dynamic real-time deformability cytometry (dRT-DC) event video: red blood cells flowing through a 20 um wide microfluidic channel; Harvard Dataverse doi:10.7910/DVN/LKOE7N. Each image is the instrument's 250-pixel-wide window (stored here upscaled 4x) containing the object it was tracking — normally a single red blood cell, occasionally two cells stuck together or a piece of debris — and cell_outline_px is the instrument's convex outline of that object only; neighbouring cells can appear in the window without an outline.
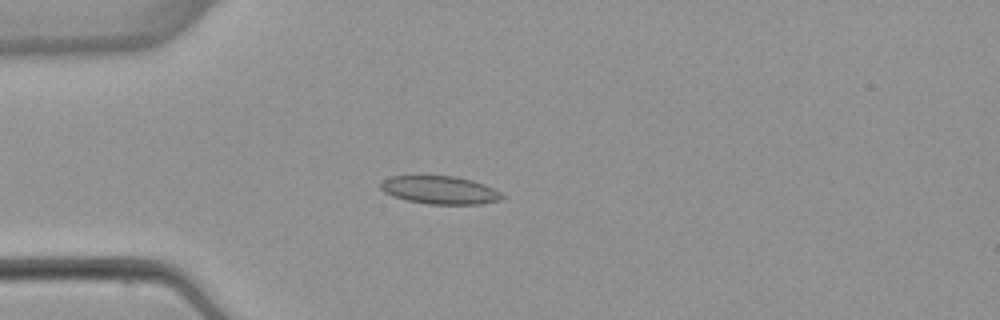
{"species": "common noctule bat (a hibernating species)", "species_latin": "Nyctalus noctula", "temperature_condition": "warm", "stored_images_in_passage": 4, "camera_frame_rate_fps": 3000, "um_per_image_px": 0.085, "animal": {"sex": "female", "body_mass_g": 22.7, "forearm_length_mm": 54.2}, "frame": {"image": 1, "passage_image": 3, "time_ms": 3.333, "image_size_px": [1000, 320], "cell_outline_px": [[508, 196], [500, 200], [480, 204], [428, 204], [408, 200], [392, 196], [384, 192], [380, 188], [380, 184], [384, 180], [392, 176], [456, 176], [472, 180], [484, 184]], "centroid_in_image_um": [37.42, 16.16], "position_along_channel_um": 47.6, "area_um2": 19.83}}